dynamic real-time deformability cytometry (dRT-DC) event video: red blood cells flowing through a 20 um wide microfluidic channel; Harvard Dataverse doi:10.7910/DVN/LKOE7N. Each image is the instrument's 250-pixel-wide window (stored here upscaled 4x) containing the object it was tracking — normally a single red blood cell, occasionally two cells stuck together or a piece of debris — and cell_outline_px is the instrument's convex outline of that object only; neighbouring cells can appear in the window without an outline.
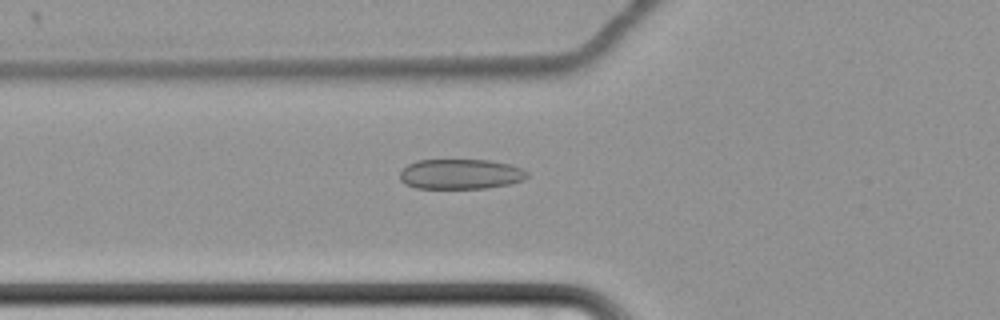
{"species": "common noctule bat (a hibernating species)", "species_latin": "Nyctalus noctula", "temperature_condition": "cold", "stored_images_in_passage": 63, "camera_frame_rate_fps": 3000, "um_per_image_px": 0.085, "animal": {"sex": "female", "body_mass_g": 22.7, "forearm_length_mm": 54.2}, "frame": {"image": 1, "passage_image": 25, "time_ms": 8.0, "image_size_px": [1000, 320], "cell_outline_px": [[528, 176], [524, 180], [508, 184], [488, 188], [416, 188], [404, 184], [400, 180], [400, 172], [408, 164], [416, 160], [488, 160], [508, 164], [520, 168], [528, 172]], "centroid_in_image_um": [39.12, 14.8], "position_along_channel_um": 86.7, "area_um2": 22.31}}
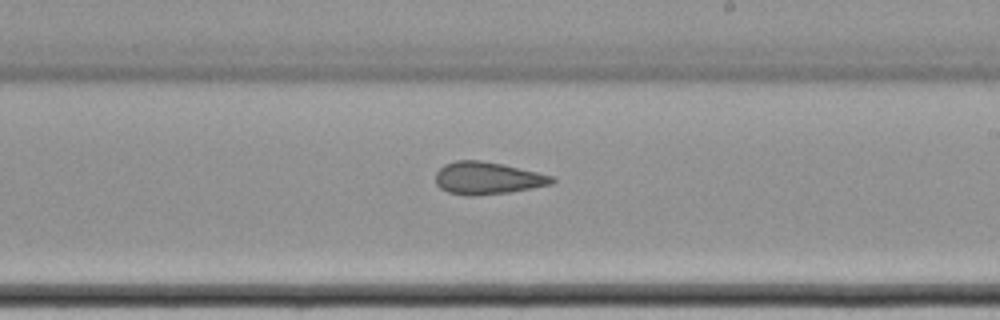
{"frame": {"image": 2, "passage_image": 39, "time_ms": 12.667, "image_size_px": [1000, 320], "cell_outline_px": [[556, 180], [552, 184], [532, 188], [508, 192], [476, 196], [468, 196], [448, 192], [440, 188], [436, 184], [436, 172], [444, 164], [456, 160], [480, 160], [504, 164], [552, 176]], "centroid_in_image_um": [41.41, 15.14], "position_along_channel_um": 247.6, "area_um2": 21.96}}
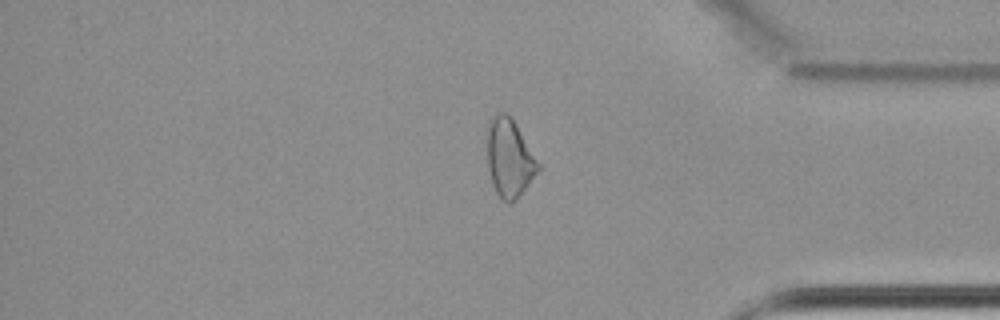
{"frame": {"image": 3, "passage_image": 53, "time_ms": 17.333, "image_size_px": [1000, 320], "cell_outline_px": [[540, 168], [516, 200], [508, 204], [496, 192], [492, 184], [488, 168], [488, 124], [492, 116], [500, 112], [508, 112], [512, 116], [540, 164]], "centroid_in_image_um": [43.3, 13.4], "position_along_channel_um": 391.9, "area_um2": 23.12}, "authors_computed_cell_mechanics": {"area_um2": 24.3916, "velocity_mm_per_s": 3.4471, "shape_relaxation_time_tau1_ms": null, "shape_relaxation_time_tau2_ms": 1.8573, "deformation_change_tau1": null, "deformation_change_tau2": 0.0858}}